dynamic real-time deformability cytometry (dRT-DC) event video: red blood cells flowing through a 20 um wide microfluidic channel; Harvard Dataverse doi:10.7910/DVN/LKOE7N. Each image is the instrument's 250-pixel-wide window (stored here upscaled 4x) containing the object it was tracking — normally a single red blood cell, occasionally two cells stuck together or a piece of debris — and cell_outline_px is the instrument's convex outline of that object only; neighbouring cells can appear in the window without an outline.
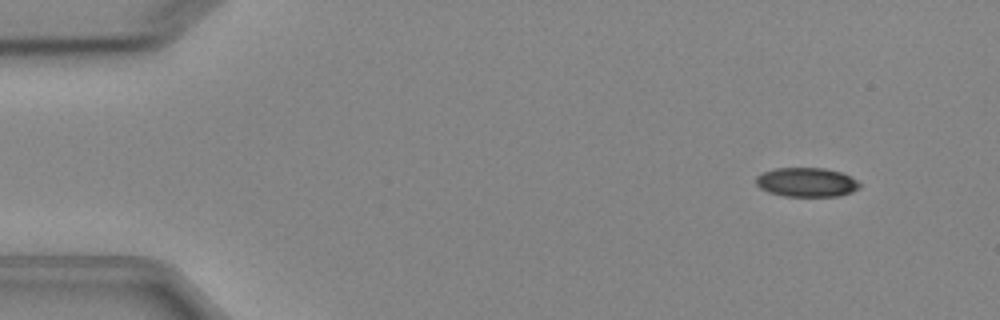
{"species": "Egyptian fruit bat (a non-hibernating species)", "species_latin": "Rousettus aegyptiacus", "temperature_condition": "cold", "stored_images_in_passage": 5, "camera_frame_rate_fps": 3000, "um_per_image_px": 0.085, "animal": {"sex": "female"}, "frame": {"image": 1, "passage_image": 1, "time_ms": 0.0, "image_size_px": [1000, 320], "cell_outline_px": [[860, 188], [852, 192], [840, 196], [784, 196], [768, 192], [760, 188], [756, 184], [756, 176], [772, 168], [824, 168], [840, 172], [856, 180], [860, 184]], "centroid_in_image_um": [68.54, 15.49], "position_along_channel_um": 16.5, "area_um2": 17.63}}